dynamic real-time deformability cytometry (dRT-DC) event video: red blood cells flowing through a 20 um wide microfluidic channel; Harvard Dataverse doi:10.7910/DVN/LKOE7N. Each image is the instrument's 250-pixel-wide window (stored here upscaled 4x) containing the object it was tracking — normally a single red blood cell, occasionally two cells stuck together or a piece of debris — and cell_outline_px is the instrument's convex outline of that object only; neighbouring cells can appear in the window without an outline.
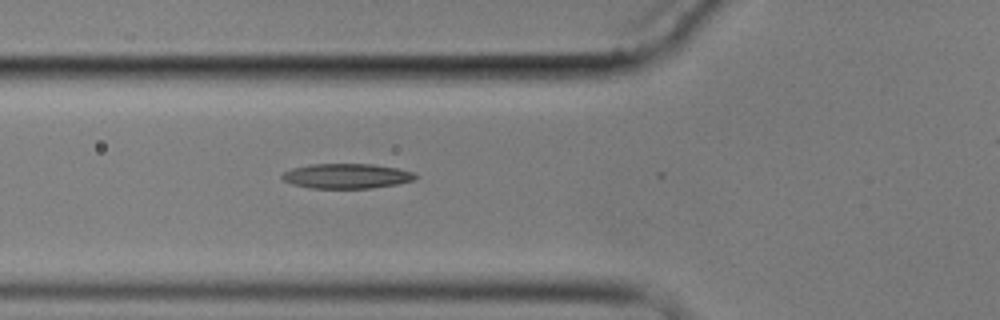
{"species": "common noctule bat (a hibernating species)", "species_latin": "Nyctalus noctula", "temperature_condition": "cold", "stored_images_in_passage": 4, "segment_of_instrument_passage": [1, 2], "camera_frame_rate_fps": 3000, "um_per_image_px": 0.085, "animal": {"sex": "male", "body_mass_g": 17.9}, "frame": {"image": 1, "passage_image": 3, "time_ms": 2.333, "image_size_px": [1000, 320], "cell_outline_px": [[416, 176], [412, 180], [396, 184], [372, 188], [312, 188], [292, 184], [284, 180], [280, 176], [284, 172], [292, 168], [312, 164], [372, 164], [396, 168], [416, 172]], "centroid_in_image_um": [29.45, 14.96], "position_along_channel_um": 96.3, "area_um2": 19.19}}